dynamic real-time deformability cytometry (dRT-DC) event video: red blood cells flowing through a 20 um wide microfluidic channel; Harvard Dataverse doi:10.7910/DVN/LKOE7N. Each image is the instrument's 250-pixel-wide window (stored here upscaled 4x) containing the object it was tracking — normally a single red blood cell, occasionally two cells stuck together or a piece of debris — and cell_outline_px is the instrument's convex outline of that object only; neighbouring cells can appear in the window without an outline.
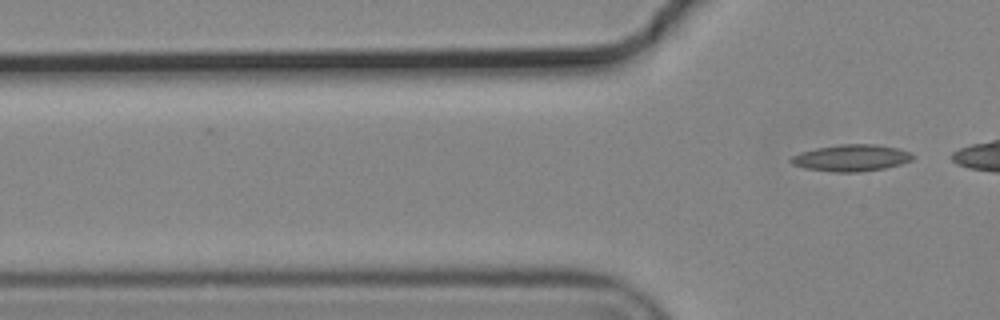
{"species": "common noctule bat (a hibernating species)", "species_latin": "Nyctalus noctula", "temperature_condition": "cold", "stored_images_in_passage": 5, "segment_of_instrument_passage": [2, 2], "camera_frame_rate_fps": 3000, "um_per_image_px": 0.085, "animal": {"sex": "male", "body_mass_g": 19.2, "forearm_length_mm": 51.8}, "frame": {"image": 1, "passage_image": 5, "time_ms": 1.333, "image_size_px": [1000, 320], "cell_outline_px": [[912, 160], [900, 164], [884, 168], [860, 172], [836, 172], [804, 168], [792, 164], [788, 160], [792, 156], [800, 152], [816, 148], [840, 144], [876, 144], [900, 148], [912, 152]], "centroid_in_image_um": [72.36, 13.41], "position_along_channel_um": 53.4, "area_um2": 19.02}}